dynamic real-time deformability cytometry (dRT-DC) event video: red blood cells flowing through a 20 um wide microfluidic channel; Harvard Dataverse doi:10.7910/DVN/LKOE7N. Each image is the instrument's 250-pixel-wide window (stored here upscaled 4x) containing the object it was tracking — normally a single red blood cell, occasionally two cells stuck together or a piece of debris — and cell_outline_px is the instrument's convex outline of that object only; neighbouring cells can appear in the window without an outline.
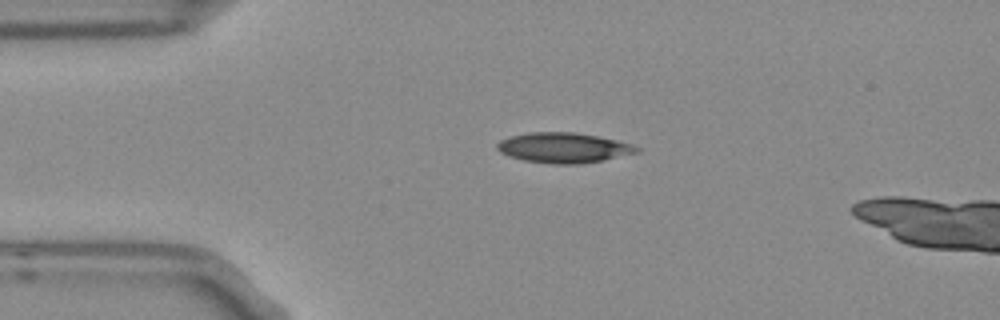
{"species": "Egyptian fruit bat (a non-hibernating species)", "species_latin": "Rousettus aegyptiacus", "temperature_condition": "room temperature", "stored_images_in_passage": 5, "camera_frame_rate_fps": 3000, "um_per_image_px": 0.085, "frame": {"image": 1, "passage_image": 3, "time_ms": 0.667, "image_size_px": [1000, 320], "cell_outline_px": [[640, 152], [604, 160], [580, 164], [552, 164], [524, 160], [508, 156], [500, 152], [496, 148], [496, 144], [500, 140], [508, 136], [528, 132], [576, 132], [616, 140], [632, 144], [640, 148]], "centroid_in_image_um": [47.89, 12.56], "position_along_channel_um": 37.1, "area_um2": 24.74}}
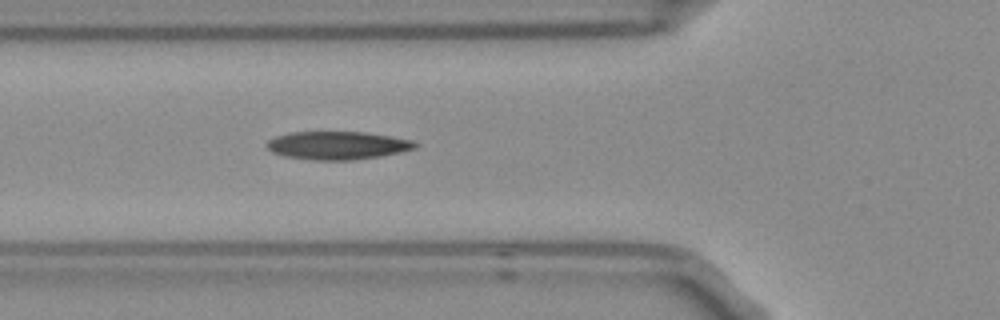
{"frame": {"image": 2, "passage_image": 5, "time_ms": 1.333, "image_size_px": [1000, 320], "cell_outline_px": [[420, 144], [416, 148], [400, 152], [380, 156], [352, 160], [312, 160], [284, 156], [272, 152], [268, 148], [268, 140], [276, 136], [288, 132], [368, 132], [392, 136], [412, 140]], "centroid_in_image_um": [28.72, 12.35], "position_along_channel_um": 97.1, "area_um2": 24.39}}